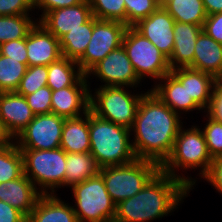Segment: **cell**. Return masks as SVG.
Here are the masks:
<instances>
[{
    "label": "cell",
    "instance_id": "cell-1",
    "mask_svg": "<svg viewBox=\"0 0 222 222\" xmlns=\"http://www.w3.org/2000/svg\"><path fill=\"white\" fill-rule=\"evenodd\" d=\"M180 118L182 116L171 110L148 89L139 102L130 128L136 158L161 166L169 157L179 129L183 125Z\"/></svg>",
    "mask_w": 222,
    "mask_h": 222
},
{
    "label": "cell",
    "instance_id": "cell-2",
    "mask_svg": "<svg viewBox=\"0 0 222 222\" xmlns=\"http://www.w3.org/2000/svg\"><path fill=\"white\" fill-rule=\"evenodd\" d=\"M190 191L184 182L159 170L141 191L116 205L113 222H153L171 216Z\"/></svg>",
    "mask_w": 222,
    "mask_h": 222
},
{
    "label": "cell",
    "instance_id": "cell-3",
    "mask_svg": "<svg viewBox=\"0 0 222 222\" xmlns=\"http://www.w3.org/2000/svg\"><path fill=\"white\" fill-rule=\"evenodd\" d=\"M181 126L178 136L176 137L173 149L160 166V170L174 178L184 182L191 190L196 186V178L186 176L183 173L179 174V170H199V178L203 177L209 172L211 163L213 162L210 156L204 134L201 130L202 126L191 125V128L185 129ZM179 169V170H178Z\"/></svg>",
    "mask_w": 222,
    "mask_h": 222
},
{
    "label": "cell",
    "instance_id": "cell-4",
    "mask_svg": "<svg viewBox=\"0 0 222 222\" xmlns=\"http://www.w3.org/2000/svg\"><path fill=\"white\" fill-rule=\"evenodd\" d=\"M130 129L102 119L89 110L90 153L100 168L131 163L136 159Z\"/></svg>",
    "mask_w": 222,
    "mask_h": 222
},
{
    "label": "cell",
    "instance_id": "cell-5",
    "mask_svg": "<svg viewBox=\"0 0 222 222\" xmlns=\"http://www.w3.org/2000/svg\"><path fill=\"white\" fill-rule=\"evenodd\" d=\"M128 86H100L90 89L89 110L96 116L127 128H131L139 102L144 93H134ZM95 91V92H94ZM92 92H94L92 94Z\"/></svg>",
    "mask_w": 222,
    "mask_h": 222
},
{
    "label": "cell",
    "instance_id": "cell-6",
    "mask_svg": "<svg viewBox=\"0 0 222 222\" xmlns=\"http://www.w3.org/2000/svg\"><path fill=\"white\" fill-rule=\"evenodd\" d=\"M20 150L24 174L41 194H57L59 188L65 187L66 152L62 148Z\"/></svg>",
    "mask_w": 222,
    "mask_h": 222
},
{
    "label": "cell",
    "instance_id": "cell-7",
    "mask_svg": "<svg viewBox=\"0 0 222 222\" xmlns=\"http://www.w3.org/2000/svg\"><path fill=\"white\" fill-rule=\"evenodd\" d=\"M159 170L157 163L136 158L125 165L100 168L99 174L104 179L112 201L117 205L141 191Z\"/></svg>",
    "mask_w": 222,
    "mask_h": 222
},
{
    "label": "cell",
    "instance_id": "cell-8",
    "mask_svg": "<svg viewBox=\"0 0 222 222\" xmlns=\"http://www.w3.org/2000/svg\"><path fill=\"white\" fill-rule=\"evenodd\" d=\"M78 222H113L116 204L107 192L103 177L97 176L71 187Z\"/></svg>",
    "mask_w": 222,
    "mask_h": 222
},
{
    "label": "cell",
    "instance_id": "cell-9",
    "mask_svg": "<svg viewBox=\"0 0 222 222\" xmlns=\"http://www.w3.org/2000/svg\"><path fill=\"white\" fill-rule=\"evenodd\" d=\"M122 45L125 48L134 71L140 80L159 81L171 72L168 58L147 38L133 27H127ZM156 80V81H155Z\"/></svg>",
    "mask_w": 222,
    "mask_h": 222
},
{
    "label": "cell",
    "instance_id": "cell-10",
    "mask_svg": "<svg viewBox=\"0 0 222 222\" xmlns=\"http://www.w3.org/2000/svg\"><path fill=\"white\" fill-rule=\"evenodd\" d=\"M127 27L120 21L98 20L94 17L92 37L84 55L77 61L85 75L111 51L122 45Z\"/></svg>",
    "mask_w": 222,
    "mask_h": 222
},
{
    "label": "cell",
    "instance_id": "cell-11",
    "mask_svg": "<svg viewBox=\"0 0 222 222\" xmlns=\"http://www.w3.org/2000/svg\"><path fill=\"white\" fill-rule=\"evenodd\" d=\"M65 118L54 113L35 115L14 139L19 149L51 150L60 148Z\"/></svg>",
    "mask_w": 222,
    "mask_h": 222
},
{
    "label": "cell",
    "instance_id": "cell-12",
    "mask_svg": "<svg viewBox=\"0 0 222 222\" xmlns=\"http://www.w3.org/2000/svg\"><path fill=\"white\" fill-rule=\"evenodd\" d=\"M88 80L98 78L105 86H128L137 88L142 86L136 75L127 52L123 45L111 51L103 60L97 63L87 74ZM93 76V77H92ZM92 77V78H90Z\"/></svg>",
    "mask_w": 222,
    "mask_h": 222
},
{
    "label": "cell",
    "instance_id": "cell-13",
    "mask_svg": "<svg viewBox=\"0 0 222 222\" xmlns=\"http://www.w3.org/2000/svg\"><path fill=\"white\" fill-rule=\"evenodd\" d=\"M90 84L84 75L74 86L52 91L51 112L64 118L86 114L89 111Z\"/></svg>",
    "mask_w": 222,
    "mask_h": 222
},
{
    "label": "cell",
    "instance_id": "cell-14",
    "mask_svg": "<svg viewBox=\"0 0 222 222\" xmlns=\"http://www.w3.org/2000/svg\"><path fill=\"white\" fill-rule=\"evenodd\" d=\"M174 24L173 17L160 6L155 12L132 27L149 39L169 59L174 46Z\"/></svg>",
    "mask_w": 222,
    "mask_h": 222
},
{
    "label": "cell",
    "instance_id": "cell-15",
    "mask_svg": "<svg viewBox=\"0 0 222 222\" xmlns=\"http://www.w3.org/2000/svg\"><path fill=\"white\" fill-rule=\"evenodd\" d=\"M27 66H49L62 57L60 42L37 22L26 37Z\"/></svg>",
    "mask_w": 222,
    "mask_h": 222
},
{
    "label": "cell",
    "instance_id": "cell-16",
    "mask_svg": "<svg viewBox=\"0 0 222 222\" xmlns=\"http://www.w3.org/2000/svg\"><path fill=\"white\" fill-rule=\"evenodd\" d=\"M170 73L186 87L188 101H194L205 113L210 107L217 79L189 67L175 68Z\"/></svg>",
    "mask_w": 222,
    "mask_h": 222
},
{
    "label": "cell",
    "instance_id": "cell-17",
    "mask_svg": "<svg viewBox=\"0 0 222 222\" xmlns=\"http://www.w3.org/2000/svg\"><path fill=\"white\" fill-rule=\"evenodd\" d=\"M92 16L89 2L84 0L75 6L49 11L38 22L60 39L70 30L86 23Z\"/></svg>",
    "mask_w": 222,
    "mask_h": 222
},
{
    "label": "cell",
    "instance_id": "cell-18",
    "mask_svg": "<svg viewBox=\"0 0 222 222\" xmlns=\"http://www.w3.org/2000/svg\"><path fill=\"white\" fill-rule=\"evenodd\" d=\"M34 117L35 114L23 95L5 92L0 96V119L14 139Z\"/></svg>",
    "mask_w": 222,
    "mask_h": 222
},
{
    "label": "cell",
    "instance_id": "cell-19",
    "mask_svg": "<svg viewBox=\"0 0 222 222\" xmlns=\"http://www.w3.org/2000/svg\"><path fill=\"white\" fill-rule=\"evenodd\" d=\"M40 196L41 193L24 173L15 180L0 183V200L20 211L26 218Z\"/></svg>",
    "mask_w": 222,
    "mask_h": 222
},
{
    "label": "cell",
    "instance_id": "cell-20",
    "mask_svg": "<svg viewBox=\"0 0 222 222\" xmlns=\"http://www.w3.org/2000/svg\"><path fill=\"white\" fill-rule=\"evenodd\" d=\"M173 31L174 46L168 59L171 70L188 67L193 62L196 40L203 28L195 24L175 22Z\"/></svg>",
    "mask_w": 222,
    "mask_h": 222
},
{
    "label": "cell",
    "instance_id": "cell-21",
    "mask_svg": "<svg viewBox=\"0 0 222 222\" xmlns=\"http://www.w3.org/2000/svg\"><path fill=\"white\" fill-rule=\"evenodd\" d=\"M150 90L171 110L180 116L187 112L203 110L194 102L188 101L186 87L183 86L171 73L164 75ZM183 111V112H182ZM182 113V114H181Z\"/></svg>",
    "mask_w": 222,
    "mask_h": 222
},
{
    "label": "cell",
    "instance_id": "cell-22",
    "mask_svg": "<svg viewBox=\"0 0 222 222\" xmlns=\"http://www.w3.org/2000/svg\"><path fill=\"white\" fill-rule=\"evenodd\" d=\"M194 59L188 66L214 76L217 80L222 79V44L202 31L194 47Z\"/></svg>",
    "mask_w": 222,
    "mask_h": 222
},
{
    "label": "cell",
    "instance_id": "cell-23",
    "mask_svg": "<svg viewBox=\"0 0 222 222\" xmlns=\"http://www.w3.org/2000/svg\"><path fill=\"white\" fill-rule=\"evenodd\" d=\"M60 199L58 194H41L27 222H78L72 205Z\"/></svg>",
    "mask_w": 222,
    "mask_h": 222
},
{
    "label": "cell",
    "instance_id": "cell-24",
    "mask_svg": "<svg viewBox=\"0 0 222 222\" xmlns=\"http://www.w3.org/2000/svg\"><path fill=\"white\" fill-rule=\"evenodd\" d=\"M60 148L66 153L90 152L89 111L78 117L65 118Z\"/></svg>",
    "mask_w": 222,
    "mask_h": 222
},
{
    "label": "cell",
    "instance_id": "cell-25",
    "mask_svg": "<svg viewBox=\"0 0 222 222\" xmlns=\"http://www.w3.org/2000/svg\"><path fill=\"white\" fill-rule=\"evenodd\" d=\"M65 187L72 186L97 176L100 172L95 157L90 152L66 153Z\"/></svg>",
    "mask_w": 222,
    "mask_h": 222
},
{
    "label": "cell",
    "instance_id": "cell-26",
    "mask_svg": "<svg viewBox=\"0 0 222 222\" xmlns=\"http://www.w3.org/2000/svg\"><path fill=\"white\" fill-rule=\"evenodd\" d=\"M94 16L78 28L72 29L60 39L61 54L68 59L78 61L85 53L92 37Z\"/></svg>",
    "mask_w": 222,
    "mask_h": 222
},
{
    "label": "cell",
    "instance_id": "cell-27",
    "mask_svg": "<svg viewBox=\"0 0 222 222\" xmlns=\"http://www.w3.org/2000/svg\"><path fill=\"white\" fill-rule=\"evenodd\" d=\"M84 75L77 61L62 56L48 66L47 86L52 91L74 86Z\"/></svg>",
    "mask_w": 222,
    "mask_h": 222
},
{
    "label": "cell",
    "instance_id": "cell-28",
    "mask_svg": "<svg viewBox=\"0 0 222 222\" xmlns=\"http://www.w3.org/2000/svg\"><path fill=\"white\" fill-rule=\"evenodd\" d=\"M161 6L175 22L204 25L207 18L202 0H161Z\"/></svg>",
    "mask_w": 222,
    "mask_h": 222
},
{
    "label": "cell",
    "instance_id": "cell-29",
    "mask_svg": "<svg viewBox=\"0 0 222 222\" xmlns=\"http://www.w3.org/2000/svg\"><path fill=\"white\" fill-rule=\"evenodd\" d=\"M32 15L35 14L0 16V44L26 38L38 22Z\"/></svg>",
    "mask_w": 222,
    "mask_h": 222
},
{
    "label": "cell",
    "instance_id": "cell-30",
    "mask_svg": "<svg viewBox=\"0 0 222 222\" xmlns=\"http://www.w3.org/2000/svg\"><path fill=\"white\" fill-rule=\"evenodd\" d=\"M24 173L23 155L16 143L0 148V183L12 181Z\"/></svg>",
    "mask_w": 222,
    "mask_h": 222
},
{
    "label": "cell",
    "instance_id": "cell-31",
    "mask_svg": "<svg viewBox=\"0 0 222 222\" xmlns=\"http://www.w3.org/2000/svg\"><path fill=\"white\" fill-rule=\"evenodd\" d=\"M28 66L21 60H14L0 54V86L4 92H15Z\"/></svg>",
    "mask_w": 222,
    "mask_h": 222
},
{
    "label": "cell",
    "instance_id": "cell-32",
    "mask_svg": "<svg viewBox=\"0 0 222 222\" xmlns=\"http://www.w3.org/2000/svg\"><path fill=\"white\" fill-rule=\"evenodd\" d=\"M92 15L98 20L120 21L126 24L124 0H88Z\"/></svg>",
    "mask_w": 222,
    "mask_h": 222
},
{
    "label": "cell",
    "instance_id": "cell-33",
    "mask_svg": "<svg viewBox=\"0 0 222 222\" xmlns=\"http://www.w3.org/2000/svg\"><path fill=\"white\" fill-rule=\"evenodd\" d=\"M47 80L48 66H29L15 92L23 96L32 94L46 86Z\"/></svg>",
    "mask_w": 222,
    "mask_h": 222
},
{
    "label": "cell",
    "instance_id": "cell-34",
    "mask_svg": "<svg viewBox=\"0 0 222 222\" xmlns=\"http://www.w3.org/2000/svg\"><path fill=\"white\" fill-rule=\"evenodd\" d=\"M126 25L134 26L141 19L147 18L161 6V0H124Z\"/></svg>",
    "mask_w": 222,
    "mask_h": 222
},
{
    "label": "cell",
    "instance_id": "cell-35",
    "mask_svg": "<svg viewBox=\"0 0 222 222\" xmlns=\"http://www.w3.org/2000/svg\"><path fill=\"white\" fill-rule=\"evenodd\" d=\"M206 124L201 128L207 149L212 159L222 157V122L216 121L210 117L206 112L204 114Z\"/></svg>",
    "mask_w": 222,
    "mask_h": 222
},
{
    "label": "cell",
    "instance_id": "cell-36",
    "mask_svg": "<svg viewBox=\"0 0 222 222\" xmlns=\"http://www.w3.org/2000/svg\"><path fill=\"white\" fill-rule=\"evenodd\" d=\"M52 90L46 85L36 92L25 95L26 101L35 115L51 113Z\"/></svg>",
    "mask_w": 222,
    "mask_h": 222
},
{
    "label": "cell",
    "instance_id": "cell-37",
    "mask_svg": "<svg viewBox=\"0 0 222 222\" xmlns=\"http://www.w3.org/2000/svg\"><path fill=\"white\" fill-rule=\"evenodd\" d=\"M0 54L14 60H21L27 65L26 38L8 41L0 44Z\"/></svg>",
    "mask_w": 222,
    "mask_h": 222
},
{
    "label": "cell",
    "instance_id": "cell-38",
    "mask_svg": "<svg viewBox=\"0 0 222 222\" xmlns=\"http://www.w3.org/2000/svg\"><path fill=\"white\" fill-rule=\"evenodd\" d=\"M32 0H0V16L32 14Z\"/></svg>",
    "mask_w": 222,
    "mask_h": 222
},
{
    "label": "cell",
    "instance_id": "cell-39",
    "mask_svg": "<svg viewBox=\"0 0 222 222\" xmlns=\"http://www.w3.org/2000/svg\"><path fill=\"white\" fill-rule=\"evenodd\" d=\"M83 1L84 0H32V5L34 10L38 9V12L41 10V17L39 16V18H37L39 21L49 11L75 6Z\"/></svg>",
    "mask_w": 222,
    "mask_h": 222
},
{
    "label": "cell",
    "instance_id": "cell-40",
    "mask_svg": "<svg viewBox=\"0 0 222 222\" xmlns=\"http://www.w3.org/2000/svg\"><path fill=\"white\" fill-rule=\"evenodd\" d=\"M202 28L208 36L222 44V12L207 15Z\"/></svg>",
    "mask_w": 222,
    "mask_h": 222
},
{
    "label": "cell",
    "instance_id": "cell-41",
    "mask_svg": "<svg viewBox=\"0 0 222 222\" xmlns=\"http://www.w3.org/2000/svg\"><path fill=\"white\" fill-rule=\"evenodd\" d=\"M203 178L222 195V157L213 159L209 172Z\"/></svg>",
    "mask_w": 222,
    "mask_h": 222
},
{
    "label": "cell",
    "instance_id": "cell-42",
    "mask_svg": "<svg viewBox=\"0 0 222 222\" xmlns=\"http://www.w3.org/2000/svg\"><path fill=\"white\" fill-rule=\"evenodd\" d=\"M206 113L216 121L222 122V79L216 82L211 104Z\"/></svg>",
    "mask_w": 222,
    "mask_h": 222
},
{
    "label": "cell",
    "instance_id": "cell-43",
    "mask_svg": "<svg viewBox=\"0 0 222 222\" xmlns=\"http://www.w3.org/2000/svg\"><path fill=\"white\" fill-rule=\"evenodd\" d=\"M0 222H27V218L20 211L0 200Z\"/></svg>",
    "mask_w": 222,
    "mask_h": 222
},
{
    "label": "cell",
    "instance_id": "cell-44",
    "mask_svg": "<svg viewBox=\"0 0 222 222\" xmlns=\"http://www.w3.org/2000/svg\"><path fill=\"white\" fill-rule=\"evenodd\" d=\"M207 15L222 12V0H202Z\"/></svg>",
    "mask_w": 222,
    "mask_h": 222
},
{
    "label": "cell",
    "instance_id": "cell-45",
    "mask_svg": "<svg viewBox=\"0 0 222 222\" xmlns=\"http://www.w3.org/2000/svg\"><path fill=\"white\" fill-rule=\"evenodd\" d=\"M14 142V138L6 130L3 122L0 119V148L6 147Z\"/></svg>",
    "mask_w": 222,
    "mask_h": 222
},
{
    "label": "cell",
    "instance_id": "cell-46",
    "mask_svg": "<svg viewBox=\"0 0 222 222\" xmlns=\"http://www.w3.org/2000/svg\"><path fill=\"white\" fill-rule=\"evenodd\" d=\"M4 90L2 89V87L0 86V96H2L4 94Z\"/></svg>",
    "mask_w": 222,
    "mask_h": 222
}]
</instances>
